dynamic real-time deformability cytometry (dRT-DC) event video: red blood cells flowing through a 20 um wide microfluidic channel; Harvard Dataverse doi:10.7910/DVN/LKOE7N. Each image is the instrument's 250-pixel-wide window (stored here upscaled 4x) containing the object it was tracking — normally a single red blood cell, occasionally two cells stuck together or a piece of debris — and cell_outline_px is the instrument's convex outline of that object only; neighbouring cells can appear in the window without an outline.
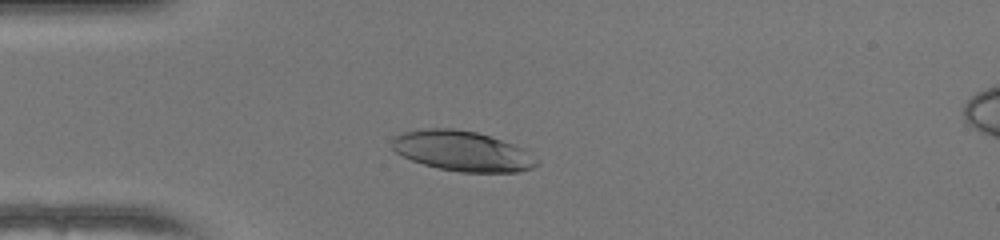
{"species": "human", "species_latin": "Homo sapiens", "temperature_condition": "warm", "stored_images_in_passage": 40, "camera_frame_rate_fps": 3000, "um_per_image_px": 0.085, "donor": {"sex": "female"}, "frame": {"image": 1, "passage_image": 3, "time_ms": 0.667, "image_size_px": [1000, 240], "cell_outline_px": [[540, 164], [532, 168], [520, 172], [460, 172], [440, 168], [424, 164], [412, 160], [396, 152], [392, 148], [392, 136], [404, 132], [428, 128], [456, 128], [476, 132], [512, 144], [520, 148], [536, 160]], "centroid_in_image_um": [39.25, 12.84], "position_along_channel_um": 45.8, "area_um2": 33.41}}
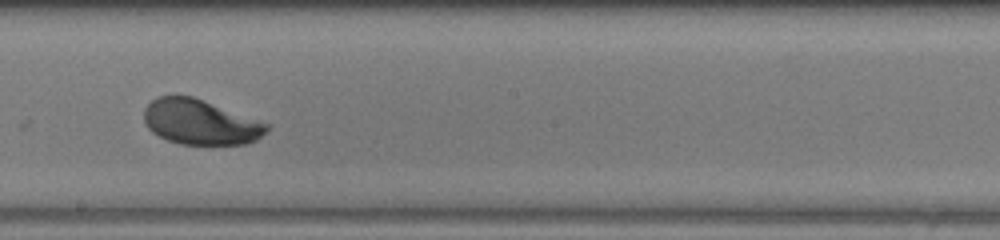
{"frame": {"image": 2, "passage_image": 18, "time_ms": 5.667, "image_size_px": [1000, 240], "cell_outline_px": [[272, 124], [256, 140], [244, 144], [180, 144], [168, 140], [152, 132], [144, 124], [144, 108], [156, 96], [192, 96]], "centroid_in_image_um": [17.02, 10.37], "position_along_channel_um": 231.2, "area_um2": 32.19}}
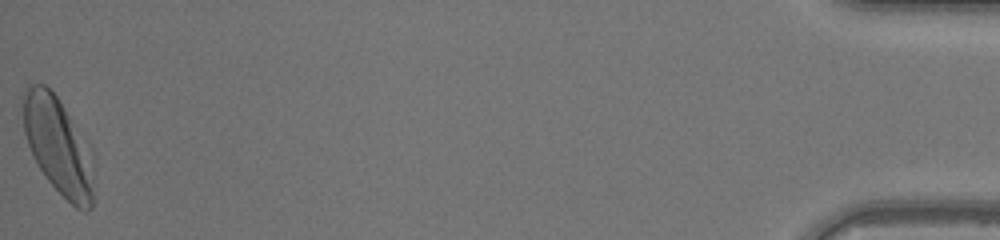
{"frame": {"image": 3, "passage_image": 40, "time_ms": 13.0, "image_size_px": [1000, 240], "cell_outline_px": [[92, 208], [88, 212], [84, 212], [76, 208], [48, 180], [36, 164], [32, 156], [24, 132], [20, 96], [24, 88], [28, 84], [44, 84], [56, 96], [88, 144], [92, 152]], "centroid_in_image_um": [4.89, 12.36], "position_along_channel_um": 430.3, "area_um2": 40.06}, "authors_computed_cell_mechanics": {"area_um2": 33.3795, "velocity_mm_per_s": 4.1048, "shape_relaxation_time_tau1_ms": 2.0812, "shape_relaxation_time_tau2_ms": null, "deformation_change_tau1": 0.1172, "deformation_change_tau2": null}}